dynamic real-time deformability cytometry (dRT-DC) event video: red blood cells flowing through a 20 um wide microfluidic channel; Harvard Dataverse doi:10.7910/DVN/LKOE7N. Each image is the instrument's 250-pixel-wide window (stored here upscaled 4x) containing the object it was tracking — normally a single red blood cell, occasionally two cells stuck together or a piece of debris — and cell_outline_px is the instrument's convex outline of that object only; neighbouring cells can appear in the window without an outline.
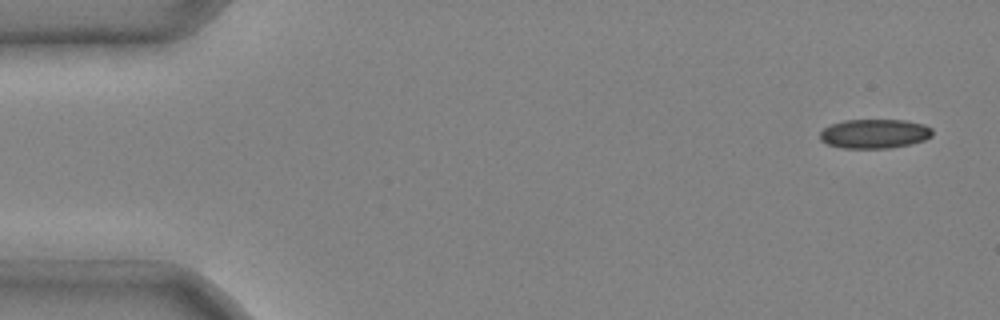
{"species": "common noctule bat (a hibernating species)", "species_latin": "Nyctalus noctula", "temperature_condition": "cold", "stored_images_in_passage": 4, "camera_frame_rate_fps": 3000, "um_per_image_px": 0.085, "animal": {"sex": "male", "body_mass_g": 20.4}, "frame": {"image": 1, "passage_image": 1, "time_ms": 0.0, "image_size_px": [1000, 320], "cell_outline_px": [[932, 136], [924, 140], [912, 144], [888, 148], [840, 148], [828, 144], [820, 140], [820, 132], [824, 128], [832, 124], [844, 120], [904, 120], [924, 124], [932, 128]], "centroid_in_image_um": [74.34, 11.37], "position_along_channel_um": 10.7, "area_um2": 19.25}}
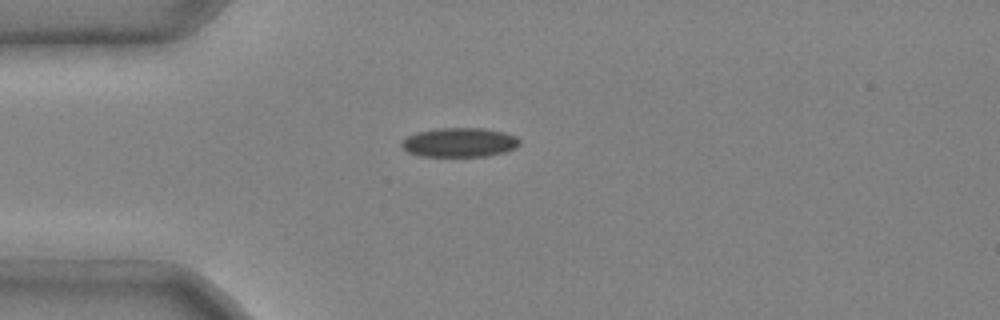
{"frame": {"image": 2, "passage_image": 4, "time_ms": 1.0, "image_size_px": [1000, 320], "cell_outline_px": [[520, 144], [516, 148], [504, 152], [488, 156], [420, 156], [408, 152], [400, 144], [408, 136], [416, 132], [440, 128], [484, 128], [504, 132], [516, 136], [520, 140]], "centroid_in_image_um": [39.09, 12.1], "position_along_channel_um": 45.9, "area_um2": 20.11}}